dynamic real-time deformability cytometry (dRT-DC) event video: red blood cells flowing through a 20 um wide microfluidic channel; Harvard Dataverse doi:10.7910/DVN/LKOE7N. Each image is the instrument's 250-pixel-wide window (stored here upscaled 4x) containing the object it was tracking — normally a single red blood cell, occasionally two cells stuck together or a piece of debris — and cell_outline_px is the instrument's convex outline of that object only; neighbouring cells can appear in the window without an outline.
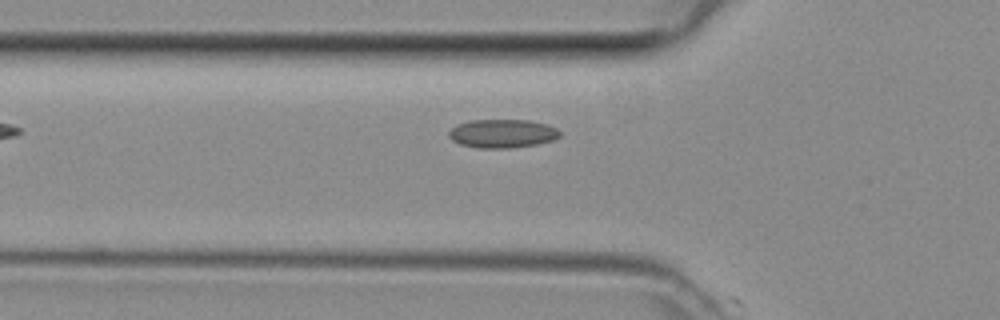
{"species": "common noctule bat (a hibernating species)", "species_latin": "Nyctalus noctula", "temperature_condition": "room temperature", "stored_images_in_passage": 5, "camera_frame_rate_fps": 3000, "um_per_image_px": 0.085, "animal": {"sex": "female", "body_mass_g": 29.2, "forearm_length_mm": 56.3}, "frame": {"image": 1, "passage_image": 4, "time_ms": 1.0, "image_size_px": [1000, 320], "cell_outline_px": [[560, 136], [552, 140], [536, 144], [508, 148], [480, 148], [460, 144], [452, 140], [448, 136], [448, 132], [456, 124], [468, 120], [528, 120], [548, 124], [556, 128], [560, 132]], "centroid_in_image_um": [42.68, 11.34], "position_along_channel_um": 83.1, "area_um2": 18.5}}